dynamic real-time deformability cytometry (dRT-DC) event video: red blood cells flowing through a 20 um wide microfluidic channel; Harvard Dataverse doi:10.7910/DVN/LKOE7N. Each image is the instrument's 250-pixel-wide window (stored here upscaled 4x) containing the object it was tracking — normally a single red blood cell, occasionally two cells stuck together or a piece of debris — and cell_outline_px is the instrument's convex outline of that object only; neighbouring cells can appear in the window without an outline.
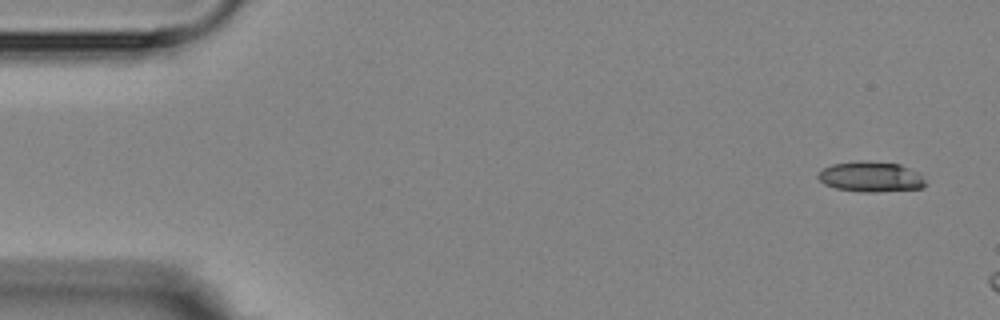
{"species": "Egyptian fruit bat (a non-hibernating species)", "species_latin": "Rousettus aegyptiacus", "temperature_condition": "room temperature", "stored_images_in_passage": 3, "camera_frame_rate_fps": 3000, "um_per_image_px": 0.085, "animal": {"sex": "female"}, "frame": {"image": 1, "passage_image": 1, "time_ms": 0.0, "image_size_px": [1000, 320], "cell_outline_px": [[924, 188], [876, 192], [860, 192], [836, 188], [824, 184], [816, 176], [824, 168], [832, 164], [860, 160], [868, 160], [900, 164], [920, 172], [924, 176]], "centroid_in_image_um": [74.05, 15.01], "position_along_channel_um": 11.0, "area_um2": 19.25}}